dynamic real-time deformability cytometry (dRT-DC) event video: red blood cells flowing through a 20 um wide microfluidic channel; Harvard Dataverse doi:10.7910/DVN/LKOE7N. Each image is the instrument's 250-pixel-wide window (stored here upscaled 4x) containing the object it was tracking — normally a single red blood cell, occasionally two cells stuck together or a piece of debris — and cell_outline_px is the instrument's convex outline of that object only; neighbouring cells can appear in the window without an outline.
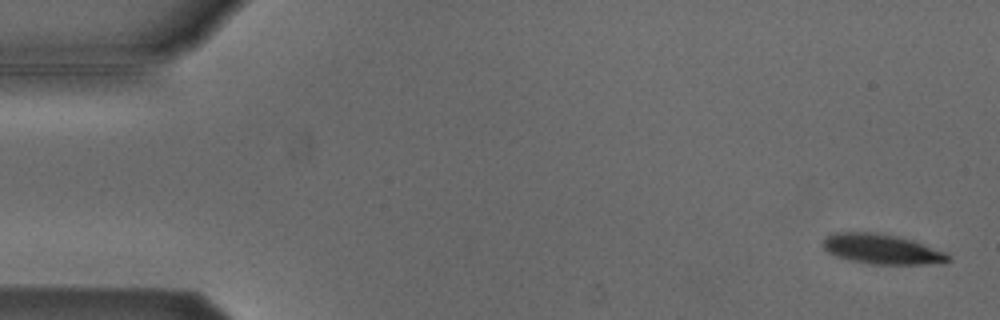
{"species": "Egyptian fruit bat (a non-hibernating species)", "species_latin": "Rousettus aegyptiacus", "temperature_condition": "cold", "stored_images_in_passage": 54, "camera_frame_rate_fps": 3000, "um_per_image_px": 0.085, "animal": {"sex": "male"}, "frame": {"image": 1, "passage_image": 2, "time_ms": 0.333, "image_size_px": [1000, 320], "cell_outline_px": [[952, 260], [924, 264], [872, 264], [848, 260], [836, 256], [828, 252], [824, 248], [824, 236], [836, 232], [868, 232], [896, 236], [912, 240], [944, 252]], "centroid_in_image_um": [74.88, 21.17], "position_along_channel_um": 10.1, "area_um2": 21.44}}
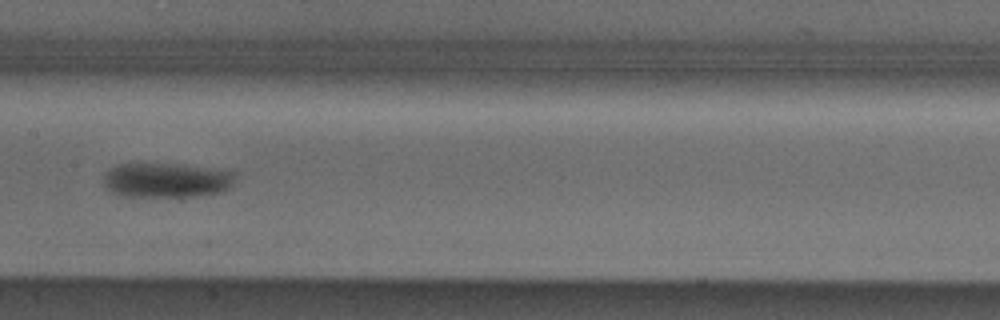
{"frame": {"image": 2, "passage_image": 27, "time_ms": 8.667, "image_size_px": [1000, 320], "cell_outline_px": [[232, 184], [228, 188], [220, 192], [200, 196], [120, 196], [112, 192], [104, 184], [104, 176], [112, 168], [120, 164], [172, 164], [232, 172]], "centroid_in_image_um": [14.09, 15.34], "position_along_channel_um": 193.3, "area_um2": 25.78}}
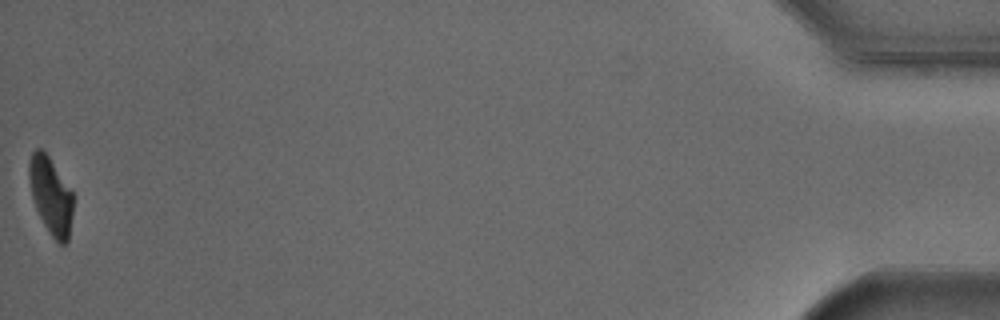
{"frame": {"image": 3, "passage_image": 54, "time_ms": 17.667, "image_size_px": [1000, 320], "cell_outline_px": [[72, 212], [68, 240], [64, 244], [60, 244], [48, 232], [36, 208], [32, 196], [28, 176], [28, 160], [32, 152], [36, 148], [40, 148], [48, 156], [72, 192]], "centroid_in_image_um": [4.29, 16.62], "position_along_channel_um": 430.9, "area_um2": 19.42}, "authors_computed_cell_mechanics": {"area_um2": 23.6691, "velocity_mm_per_s": 3.7911, "shape_relaxation_time_tau1_ms": 2.0034, "shape_relaxation_time_tau2_ms": null, "deformation_change_tau1": 0.1082, "deformation_change_tau2": null}}